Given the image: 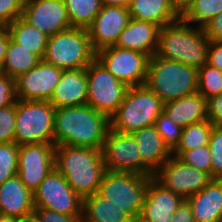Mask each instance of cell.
Returning a JSON list of instances; mask_svg holds the SVG:
<instances>
[{
    "label": "cell",
    "instance_id": "f1b7e54d",
    "mask_svg": "<svg viewBox=\"0 0 222 222\" xmlns=\"http://www.w3.org/2000/svg\"><path fill=\"white\" fill-rule=\"evenodd\" d=\"M72 27L87 29L102 8L101 0H63Z\"/></svg>",
    "mask_w": 222,
    "mask_h": 222
},
{
    "label": "cell",
    "instance_id": "d590c367",
    "mask_svg": "<svg viewBox=\"0 0 222 222\" xmlns=\"http://www.w3.org/2000/svg\"><path fill=\"white\" fill-rule=\"evenodd\" d=\"M208 147L211 155V176L222 179V127L213 126Z\"/></svg>",
    "mask_w": 222,
    "mask_h": 222
},
{
    "label": "cell",
    "instance_id": "8fae6325",
    "mask_svg": "<svg viewBox=\"0 0 222 222\" xmlns=\"http://www.w3.org/2000/svg\"><path fill=\"white\" fill-rule=\"evenodd\" d=\"M34 207L47 208L66 215H82L83 198L52 169L33 193Z\"/></svg>",
    "mask_w": 222,
    "mask_h": 222
},
{
    "label": "cell",
    "instance_id": "30bf717a",
    "mask_svg": "<svg viewBox=\"0 0 222 222\" xmlns=\"http://www.w3.org/2000/svg\"><path fill=\"white\" fill-rule=\"evenodd\" d=\"M102 154L107 171L154 175L141 161L138 143L132 133H121L109 128L102 147Z\"/></svg>",
    "mask_w": 222,
    "mask_h": 222
},
{
    "label": "cell",
    "instance_id": "4dcf8cb0",
    "mask_svg": "<svg viewBox=\"0 0 222 222\" xmlns=\"http://www.w3.org/2000/svg\"><path fill=\"white\" fill-rule=\"evenodd\" d=\"M222 11V0H196L181 16L187 23H195L203 28Z\"/></svg>",
    "mask_w": 222,
    "mask_h": 222
},
{
    "label": "cell",
    "instance_id": "8d00e7d4",
    "mask_svg": "<svg viewBox=\"0 0 222 222\" xmlns=\"http://www.w3.org/2000/svg\"><path fill=\"white\" fill-rule=\"evenodd\" d=\"M16 103L0 108V143L15 142Z\"/></svg>",
    "mask_w": 222,
    "mask_h": 222
},
{
    "label": "cell",
    "instance_id": "816d5d0a",
    "mask_svg": "<svg viewBox=\"0 0 222 222\" xmlns=\"http://www.w3.org/2000/svg\"><path fill=\"white\" fill-rule=\"evenodd\" d=\"M3 74L2 66L0 65V76Z\"/></svg>",
    "mask_w": 222,
    "mask_h": 222
},
{
    "label": "cell",
    "instance_id": "2e32d148",
    "mask_svg": "<svg viewBox=\"0 0 222 222\" xmlns=\"http://www.w3.org/2000/svg\"><path fill=\"white\" fill-rule=\"evenodd\" d=\"M62 71L41 60L37 66L15 79L17 99L49 101Z\"/></svg>",
    "mask_w": 222,
    "mask_h": 222
},
{
    "label": "cell",
    "instance_id": "83f0119b",
    "mask_svg": "<svg viewBox=\"0 0 222 222\" xmlns=\"http://www.w3.org/2000/svg\"><path fill=\"white\" fill-rule=\"evenodd\" d=\"M41 59L9 39L6 54L2 62L3 74L12 78H17L19 75L27 73L29 70L39 64Z\"/></svg>",
    "mask_w": 222,
    "mask_h": 222
},
{
    "label": "cell",
    "instance_id": "5b68a950",
    "mask_svg": "<svg viewBox=\"0 0 222 222\" xmlns=\"http://www.w3.org/2000/svg\"><path fill=\"white\" fill-rule=\"evenodd\" d=\"M163 104L146 85L128 87L122 103L109 119L110 128L121 133H133L155 125Z\"/></svg>",
    "mask_w": 222,
    "mask_h": 222
},
{
    "label": "cell",
    "instance_id": "bcb514c9",
    "mask_svg": "<svg viewBox=\"0 0 222 222\" xmlns=\"http://www.w3.org/2000/svg\"><path fill=\"white\" fill-rule=\"evenodd\" d=\"M196 0H171L176 12L182 16Z\"/></svg>",
    "mask_w": 222,
    "mask_h": 222
},
{
    "label": "cell",
    "instance_id": "60d3db41",
    "mask_svg": "<svg viewBox=\"0 0 222 222\" xmlns=\"http://www.w3.org/2000/svg\"><path fill=\"white\" fill-rule=\"evenodd\" d=\"M208 120L218 127H222V94L207 99Z\"/></svg>",
    "mask_w": 222,
    "mask_h": 222
},
{
    "label": "cell",
    "instance_id": "8992f818",
    "mask_svg": "<svg viewBox=\"0 0 222 222\" xmlns=\"http://www.w3.org/2000/svg\"><path fill=\"white\" fill-rule=\"evenodd\" d=\"M95 58L88 30L72 27L48 37L42 60L70 70L86 68Z\"/></svg>",
    "mask_w": 222,
    "mask_h": 222
},
{
    "label": "cell",
    "instance_id": "ffe728a7",
    "mask_svg": "<svg viewBox=\"0 0 222 222\" xmlns=\"http://www.w3.org/2000/svg\"><path fill=\"white\" fill-rule=\"evenodd\" d=\"M159 31L160 27L154 23L131 18L115 46L152 57L157 52Z\"/></svg>",
    "mask_w": 222,
    "mask_h": 222
},
{
    "label": "cell",
    "instance_id": "ab89813d",
    "mask_svg": "<svg viewBox=\"0 0 222 222\" xmlns=\"http://www.w3.org/2000/svg\"><path fill=\"white\" fill-rule=\"evenodd\" d=\"M41 222H83L82 215H66L47 208L34 207Z\"/></svg>",
    "mask_w": 222,
    "mask_h": 222
},
{
    "label": "cell",
    "instance_id": "e0dca14e",
    "mask_svg": "<svg viewBox=\"0 0 222 222\" xmlns=\"http://www.w3.org/2000/svg\"><path fill=\"white\" fill-rule=\"evenodd\" d=\"M130 19L128 7L102 6L92 24L87 28L94 52L115 46L120 33Z\"/></svg>",
    "mask_w": 222,
    "mask_h": 222
},
{
    "label": "cell",
    "instance_id": "f6af8a7d",
    "mask_svg": "<svg viewBox=\"0 0 222 222\" xmlns=\"http://www.w3.org/2000/svg\"><path fill=\"white\" fill-rule=\"evenodd\" d=\"M10 39L9 32L6 26L0 27V65L2 66L3 59L6 54V49Z\"/></svg>",
    "mask_w": 222,
    "mask_h": 222
},
{
    "label": "cell",
    "instance_id": "cb8c5ba5",
    "mask_svg": "<svg viewBox=\"0 0 222 222\" xmlns=\"http://www.w3.org/2000/svg\"><path fill=\"white\" fill-rule=\"evenodd\" d=\"M163 111L182 128L208 120L207 100L198 92L164 103Z\"/></svg>",
    "mask_w": 222,
    "mask_h": 222
},
{
    "label": "cell",
    "instance_id": "ba28073f",
    "mask_svg": "<svg viewBox=\"0 0 222 222\" xmlns=\"http://www.w3.org/2000/svg\"><path fill=\"white\" fill-rule=\"evenodd\" d=\"M151 176L133 172L105 171L98 194L129 217L140 215Z\"/></svg>",
    "mask_w": 222,
    "mask_h": 222
},
{
    "label": "cell",
    "instance_id": "484cf974",
    "mask_svg": "<svg viewBox=\"0 0 222 222\" xmlns=\"http://www.w3.org/2000/svg\"><path fill=\"white\" fill-rule=\"evenodd\" d=\"M83 222H128L130 217L98 193L83 198Z\"/></svg>",
    "mask_w": 222,
    "mask_h": 222
},
{
    "label": "cell",
    "instance_id": "ee69618b",
    "mask_svg": "<svg viewBox=\"0 0 222 222\" xmlns=\"http://www.w3.org/2000/svg\"><path fill=\"white\" fill-rule=\"evenodd\" d=\"M170 222H195L192 208L186 199L178 206Z\"/></svg>",
    "mask_w": 222,
    "mask_h": 222
},
{
    "label": "cell",
    "instance_id": "44dd1931",
    "mask_svg": "<svg viewBox=\"0 0 222 222\" xmlns=\"http://www.w3.org/2000/svg\"><path fill=\"white\" fill-rule=\"evenodd\" d=\"M34 211L33 193L16 175L0 185V214L22 219Z\"/></svg>",
    "mask_w": 222,
    "mask_h": 222
},
{
    "label": "cell",
    "instance_id": "681fc988",
    "mask_svg": "<svg viewBox=\"0 0 222 222\" xmlns=\"http://www.w3.org/2000/svg\"><path fill=\"white\" fill-rule=\"evenodd\" d=\"M0 222H22L20 218L0 215Z\"/></svg>",
    "mask_w": 222,
    "mask_h": 222
},
{
    "label": "cell",
    "instance_id": "836d02e7",
    "mask_svg": "<svg viewBox=\"0 0 222 222\" xmlns=\"http://www.w3.org/2000/svg\"><path fill=\"white\" fill-rule=\"evenodd\" d=\"M172 154L185 164L211 175V155L208 145L197 147L190 151H172Z\"/></svg>",
    "mask_w": 222,
    "mask_h": 222
},
{
    "label": "cell",
    "instance_id": "e575fe53",
    "mask_svg": "<svg viewBox=\"0 0 222 222\" xmlns=\"http://www.w3.org/2000/svg\"><path fill=\"white\" fill-rule=\"evenodd\" d=\"M155 126L162 140L173 151L180 141L183 128L170 120L164 111L159 114Z\"/></svg>",
    "mask_w": 222,
    "mask_h": 222
},
{
    "label": "cell",
    "instance_id": "7dc6e473",
    "mask_svg": "<svg viewBox=\"0 0 222 222\" xmlns=\"http://www.w3.org/2000/svg\"><path fill=\"white\" fill-rule=\"evenodd\" d=\"M102 6L129 7L131 0H101Z\"/></svg>",
    "mask_w": 222,
    "mask_h": 222
},
{
    "label": "cell",
    "instance_id": "52a82bcc",
    "mask_svg": "<svg viewBox=\"0 0 222 222\" xmlns=\"http://www.w3.org/2000/svg\"><path fill=\"white\" fill-rule=\"evenodd\" d=\"M56 108L49 101H16L15 142L54 144Z\"/></svg>",
    "mask_w": 222,
    "mask_h": 222
},
{
    "label": "cell",
    "instance_id": "7402d4cb",
    "mask_svg": "<svg viewBox=\"0 0 222 222\" xmlns=\"http://www.w3.org/2000/svg\"><path fill=\"white\" fill-rule=\"evenodd\" d=\"M186 200L195 222H218L222 218V179H213Z\"/></svg>",
    "mask_w": 222,
    "mask_h": 222
},
{
    "label": "cell",
    "instance_id": "7a4b0ae2",
    "mask_svg": "<svg viewBox=\"0 0 222 222\" xmlns=\"http://www.w3.org/2000/svg\"><path fill=\"white\" fill-rule=\"evenodd\" d=\"M54 167L82 198L98 192L106 171L102 149L55 146Z\"/></svg>",
    "mask_w": 222,
    "mask_h": 222
},
{
    "label": "cell",
    "instance_id": "ac0fdd59",
    "mask_svg": "<svg viewBox=\"0 0 222 222\" xmlns=\"http://www.w3.org/2000/svg\"><path fill=\"white\" fill-rule=\"evenodd\" d=\"M183 200L151 176L140 215L149 222H170Z\"/></svg>",
    "mask_w": 222,
    "mask_h": 222
},
{
    "label": "cell",
    "instance_id": "4316f807",
    "mask_svg": "<svg viewBox=\"0 0 222 222\" xmlns=\"http://www.w3.org/2000/svg\"><path fill=\"white\" fill-rule=\"evenodd\" d=\"M10 38L26 50L37 55L41 60L45 54L48 36L27 23L22 17L6 26Z\"/></svg>",
    "mask_w": 222,
    "mask_h": 222
},
{
    "label": "cell",
    "instance_id": "c3c4849f",
    "mask_svg": "<svg viewBox=\"0 0 222 222\" xmlns=\"http://www.w3.org/2000/svg\"><path fill=\"white\" fill-rule=\"evenodd\" d=\"M21 221H22V222H41L39 215H38L35 211H32V212L26 214V215L21 219Z\"/></svg>",
    "mask_w": 222,
    "mask_h": 222
},
{
    "label": "cell",
    "instance_id": "f907efd6",
    "mask_svg": "<svg viewBox=\"0 0 222 222\" xmlns=\"http://www.w3.org/2000/svg\"><path fill=\"white\" fill-rule=\"evenodd\" d=\"M128 222H149L145 218H143L141 215L130 217Z\"/></svg>",
    "mask_w": 222,
    "mask_h": 222
},
{
    "label": "cell",
    "instance_id": "74e56055",
    "mask_svg": "<svg viewBox=\"0 0 222 222\" xmlns=\"http://www.w3.org/2000/svg\"><path fill=\"white\" fill-rule=\"evenodd\" d=\"M23 0H0V26H8L22 17Z\"/></svg>",
    "mask_w": 222,
    "mask_h": 222
},
{
    "label": "cell",
    "instance_id": "f546056e",
    "mask_svg": "<svg viewBox=\"0 0 222 222\" xmlns=\"http://www.w3.org/2000/svg\"><path fill=\"white\" fill-rule=\"evenodd\" d=\"M213 126L209 120H204L184 127L180 141L173 151H190L208 145Z\"/></svg>",
    "mask_w": 222,
    "mask_h": 222
},
{
    "label": "cell",
    "instance_id": "f35d334b",
    "mask_svg": "<svg viewBox=\"0 0 222 222\" xmlns=\"http://www.w3.org/2000/svg\"><path fill=\"white\" fill-rule=\"evenodd\" d=\"M15 78L6 74L0 76V108L16 103Z\"/></svg>",
    "mask_w": 222,
    "mask_h": 222
},
{
    "label": "cell",
    "instance_id": "d6a6232c",
    "mask_svg": "<svg viewBox=\"0 0 222 222\" xmlns=\"http://www.w3.org/2000/svg\"><path fill=\"white\" fill-rule=\"evenodd\" d=\"M18 151L16 142L0 143V185L17 175Z\"/></svg>",
    "mask_w": 222,
    "mask_h": 222
},
{
    "label": "cell",
    "instance_id": "d6986e66",
    "mask_svg": "<svg viewBox=\"0 0 222 222\" xmlns=\"http://www.w3.org/2000/svg\"><path fill=\"white\" fill-rule=\"evenodd\" d=\"M49 102L55 108L85 105L87 103L86 68L63 70Z\"/></svg>",
    "mask_w": 222,
    "mask_h": 222
},
{
    "label": "cell",
    "instance_id": "3957f363",
    "mask_svg": "<svg viewBox=\"0 0 222 222\" xmlns=\"http://www.w3.org/2000/svg\"><path fill=\"white\" fill-rule=\"evenodd\" d=\"M209 45L203 28L180 18L160 28L156 55L199 69L207 63Z\"/></svg>",
    "mask_w": 222,
    "mask_h": 222
},
{
    "label": "cell",
    "instance_id": "4fadbf2b",
    "mask_svg": "<svg viewBox=\"0 0 222 222\" xmlns=\"http://www.w3.org/2000/svg\"><path fill=\"white\" fill-rule=\"evenodd\" d=\"M153 177L166 189L184 199L202 190L213 180L209 173L185 164L174 155L154 173Z\"/></svg>",
    "mask_w": 222,
    "mask_h": 222
},
{
    "label": "cell",
    "instance_id": "277c9868",
    "mask_svg": "<svg viewBox=\"0 0 222 222\" xmlns=\"http://www.w3.org/2000/svg\"><path fill=\"white\" fill-rule=\"evenodd\" d=\"M197 77V68L155 54L149 60L145 85L166 103L196 93Z\"/></svg>",
    "mask_w": 222,
    "mask_h": 222
},
{
    "label": "cell",
    "instance_id": "1f68e13d",
    "mask_svg": "<svg viewBox=\"0 0 222 222\" xmlns=\"http://www.w3.org/2000/svg\"><path fill=\"white\" fill-rule=\"evenodd\" d=\"M197 80V92L203 95L206 100L222 94V71L218 68L205 63L198 69Z\"/></svg>",
    "mask_w": 222,
    "mask_h": 222
},
{
    "label": "cell",
    "instance_id": "9c48e42d",
    "mask_svg": "<svg viewBox=\"0 0 222 222\" xmlns=\"http://www.w3.org/2000/svg\"><path fill=\"white\" fill-rule=\"evenodd\" d=\"M87 103L109 119L122 103L128 86L118 80L96 58L86 67Z\"/></svg>",
    "mask_w": 222,
    "mask_h": 222
},
{
    "label": "cell",
    "instance_id": "6da1fadb",
    "mask_svg": "<svg viewBox=\"0 0 222 222\" xmlns=\"http://www.w3.org/2000/svg\"><path fill=\"white\" fill-rule=\"evenodd\" d=\"M109 128V118L88 104L56 108L54 144L102 149Z\"/></svg>",
    "mask_w": 222,
    "mask_h": 222
},
{
    "label": "cell",
    "instance_id": "603a6c76",
    "mask_svg": "<svg viewBox=\"0 0 222 222\" xmlns=\"http://www.w3.org/2000/svg\"><path fill=\"white\" fill-rule=\"evenodd\" d=\"M132 134L138 143L141 161L153 173L172 157L171 149L162 140L155 125L144 127Z\"/></svg>",
    "mask_w": 222,
    "mask_h": 222
},
{
    "label": "cell",
    "instance_id": "7c38bea8",
    "mask_svg": "<svg viewBox=\"0 0 222 222\" xmlns=\"http://www.w3.org/2000/svg\"><path fill=\"white\" fill-rule=\"evenodd\" d=\"M96 59L128 87L145 85L150 60L146 54L111 46L96 52Z\"/></svg>",
    "mask_w": 222,
    "mask_h": 222
},
{
    "label": "cell",
    "instance_id": "7bdbcfd3",
    "mask_svg": "<svg viewBox=\"0 0 222 222\" xmlns=\"http://www.w3.org/2000/svg\"><path fill=\"white\" fill-rule=\"evenodd\" d=\"M207 64L222 71V41H210Z\"/></svg>",
    "mask_w": 222,
    "mask_h": 222
},
{
    "label": "cell",
    "instance_id": "9a60e30c",
    "mask_svg": "<svg viewBox=\"0 0 222 222\" xmlns=\"http://www.w3.org/2000/svg\"><path fill=\"white\" fill-rule=\"evenodd\" d=\"M22 18L48 37L72 28L63 0H26Z\"/></svg>",
    "mask_w": 222,
    "mask_h": 222
},
{
    "label": "cell",
    "instance_id": "b9f144b4",
    "mask_svg": "<svg viewBox=\"0 0 222 222\" xmlns=\"http://www.w3.org/2000/svg\"><path fill=\"white\" fill-rule=\"evenodd\" d=\"M203 29L209 41H222V11L209 21Z\"/></svg>",
    "mask_w": 222,
    "mask_h": 222
},
{
    "label": "cell",
    "instance_id": "5bb4252c",
    "mask_svg": "<svg viewBox=\"0 0 222 222\" xmlns=\"http://www.w3.org/2000/svg\"><path fill=\"white\" fill-rule=\"evenodd\" d=\"M55 144L26 143L19 145L17 176L32 192L54 169Z\"/></svg>",
    "mask_w": 222,
    "mask_h": 222
},
{
    "label": "cell",
    "instance_id": "d4e9b609",
    "mask_svg": "<svg viewBox=\"0 0 222 222\" xmlns=\"http://www.w3.org/2000/svg\"><path fill=\"white\" fill-rule=\"evenodd\" d=\"M128 9L131 18L154 23L160 28L181 18L171 0H131Z\"/></svg>",
    "mask_w": 222,
    "mask_h": 222
}]
</instances>
